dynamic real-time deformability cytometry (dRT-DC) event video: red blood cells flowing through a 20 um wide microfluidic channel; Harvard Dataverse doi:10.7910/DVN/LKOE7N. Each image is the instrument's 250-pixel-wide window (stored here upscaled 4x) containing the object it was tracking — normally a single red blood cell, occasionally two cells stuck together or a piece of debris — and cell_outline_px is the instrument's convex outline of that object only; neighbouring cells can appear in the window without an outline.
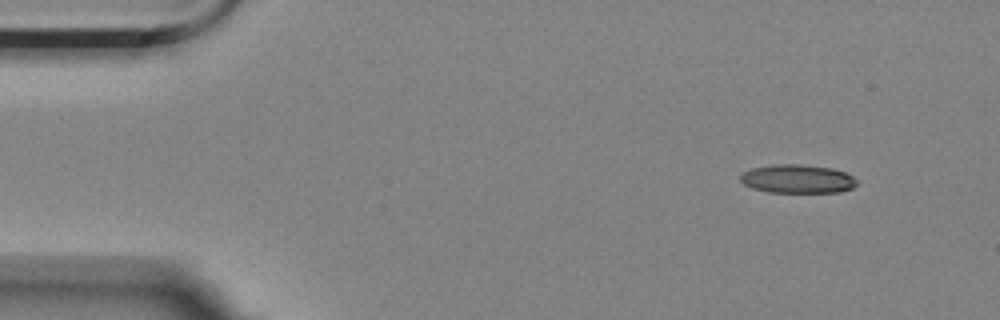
{"species": "Egyptian fruit bat (a non-hibernating species)", "species_latin": "Rousettus aegyptiacus", "temperature_condition": "room temperature", "stored_images_in_passage": 4, "camera_frame_rate_fps": 3000, "um_per_image_px": 0.085, "animal": {"sex": "female"}, "frame": {"image": 1, "passage_image": 1, "time_ms": 0.0, "image_size_px": [1000, 320], "cell_outline_px": [[856, 184], [852, 188], [840, 192], [768, 192], [752, 188], [744, 184], [740, 180], [740, 172], [752, 168], [772, 164], [800, 164], [832, 168], [844, 172], [852, 176], [856, 180]], "centroid_in_image_um": [67.74, 15.2], "position_along_channel_um": 17.3, "area_um2": 19.48}}
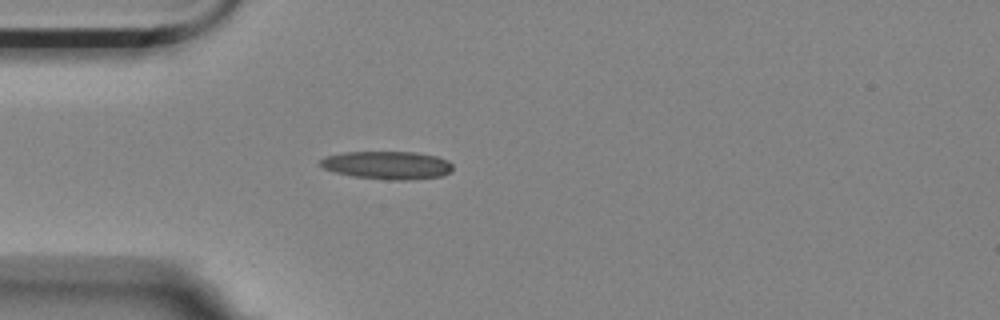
{"frame": {"image": 2, "passage_image": 4, "time_ms": 1.0, "image_size_px": [1000, 320], "cell_outline_px": [[452, 172], [440, 176], [408, 180], [392, 180], [352, 176], [336, 172], [324, 168], [320, 164], [320, 160], [324, 156], [344, 152], [416, 152], [436, 156], [448, 160], [452, 164]], "centroid_in_image_um": [32.93, 14.03], "position_along_channel_um": 52.1, "area_um2": 21.62}}